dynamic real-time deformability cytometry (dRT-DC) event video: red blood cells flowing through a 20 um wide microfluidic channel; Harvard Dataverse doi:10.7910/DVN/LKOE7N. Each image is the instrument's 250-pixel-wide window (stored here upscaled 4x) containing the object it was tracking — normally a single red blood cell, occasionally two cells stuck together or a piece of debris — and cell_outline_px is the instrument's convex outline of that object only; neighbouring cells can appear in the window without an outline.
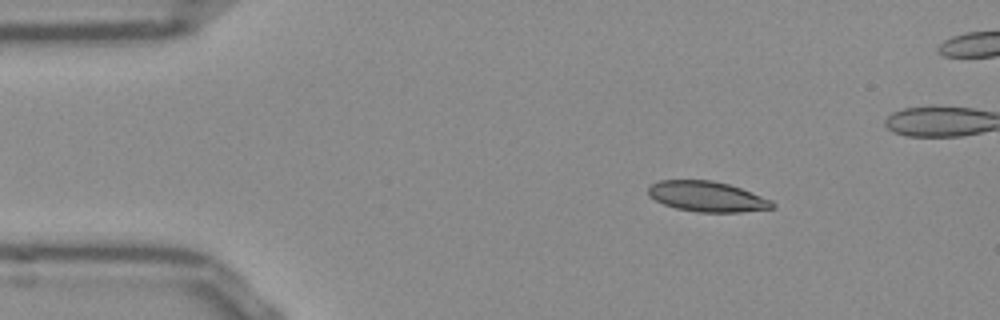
{"species": "Egyptian fruit bat (a non-hibernating species)", "species_latin": "Rousettus aegyptiacus", "temperature_condition": "room temperature", "stored_images_in_passage": 1, "camera_frame_rate_fps": 3000, "um_per_image_px": 0.085, "frame": {"image": 1, "passage_image": 1, "time_ms": 0.0, "image_size_px": [1000, 320], "cell_outline_px": [[776, 208], [740, 212], [700, 212], [676, 208], [664, 204], [648, 196], [648, 188], [652, 184], [660, 180], [712, 180], [728, 184], [740, 188], [772, 200], [776, 204]], "centroid_in_image_um": [60.12, 16.71], "position_along_channel_um": 24.9, "area_um2": 21.91}}